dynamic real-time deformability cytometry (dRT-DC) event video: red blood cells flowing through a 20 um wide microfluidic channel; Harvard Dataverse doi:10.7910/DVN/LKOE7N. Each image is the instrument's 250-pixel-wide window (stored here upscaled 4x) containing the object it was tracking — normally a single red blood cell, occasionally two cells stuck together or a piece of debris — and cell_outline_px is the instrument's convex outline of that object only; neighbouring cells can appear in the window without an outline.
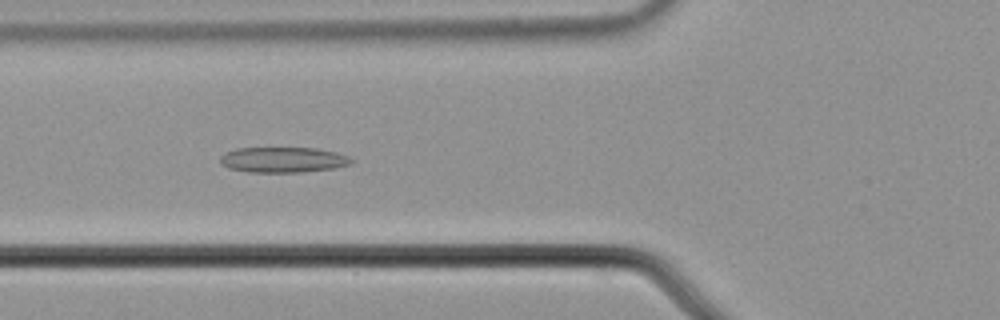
{"species": "common noctule bat (a hibernating species)", "species_latin": "Nyctalus noctula", "temperature_condition": "cold", "stored_images_in_passage": 56, "camera_frame_rate_fps": 3000, "um_per_image_px": 0.085, "animal": {"sex": "male", "body_mass_g": 21.5, "forearm_length_mm": 52.0}, "frame": {"image": 1, "passage_image": 21, "time_ms": 6.667, "image_size_px": [1000, 320], "cell_outline_px": [[356, 160], [352, 164], [332, 168], [300, 172], [248, 172], [228, 168], [220, 164], [220, 156], [224, 152], [236, 148], [316, 148], [336, 152], [348, 156]], "centroid_in_image_um": [24.05, 13.58], "position_along_channel_um": 101.8, "area_um2": 19.59}}
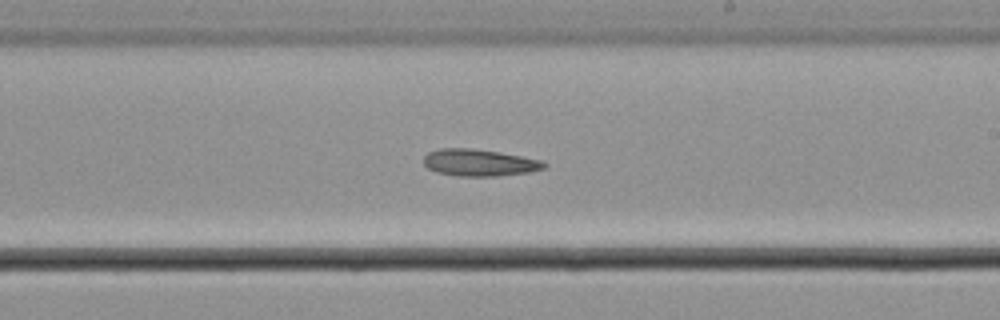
{"frame": {"image": 2, "passage_image": 33, "time_ms": 10.667, "image_size_px": [1000, 320], "cell_outline_px": [[548, 164], [544, 168], [528, 172], [496, 176], [456, 176], [436, 172], [428, 168], [424, 164], [424, 156], [428, 152], [440, 148], [472, 148], [500, 152], [540, 160]], "centroid_in_image_um": [40.71, 13.82], "position_along_channel_um": 248.3, "area_um2": 18.84}}
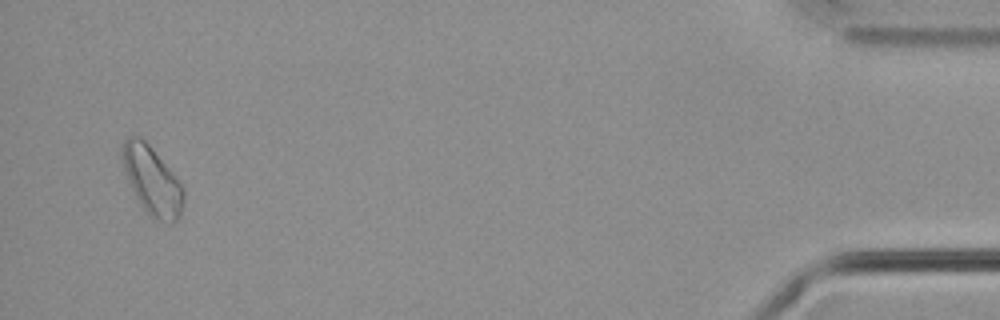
{"frame": {"image": 3, "passage_image": 54, "time_ms": 17.667, "image_size_px": [1000, 320], "cell_outline_px": [[184, 200], [180, 216], [172, 224], [168, 224], [156, 220], [140, 204], [128, 180], [120, 156], [120, 148], [124, 140], [128, 136], [140, 136], [152, 148], [172, 172], [184, 188]], "centroid_in_image_um": [12.92, 15.34], "position_along_channel_um": 422.3, "area_um2": 24.33}, "authors_computed_cell_mechanics": {"area_um2": 20.23, "velocity_mm_per_s": 3.6644, "shape_relaxation_time_tau1_ms": null, "shape_relaxation_time_tau2_ms": 3.652, "deformation_change_tau1": null, "deformation_change_tau2": 0.0613}}